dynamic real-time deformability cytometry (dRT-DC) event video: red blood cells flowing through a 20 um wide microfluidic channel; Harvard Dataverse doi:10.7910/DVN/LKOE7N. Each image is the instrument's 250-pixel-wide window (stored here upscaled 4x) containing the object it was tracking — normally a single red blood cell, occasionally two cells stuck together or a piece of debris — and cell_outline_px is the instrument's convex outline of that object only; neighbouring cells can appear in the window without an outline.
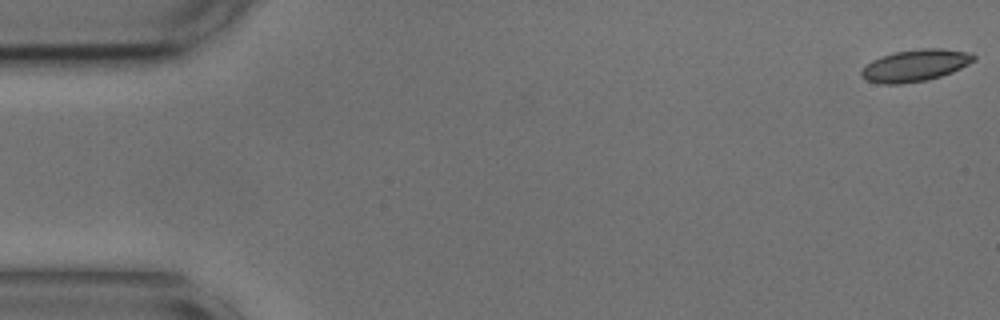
{"species": "common noctule bat (a hibernating species)", "species_latin": "Nyctalus noctula", "temperature_condition": "cold", "stored_images_in_passage": 55, "camera_frame_rate_fps": 3000, "um_per_image_px": 0.085, "animal": {"sex": "male", "body_mass_g": 17.9, "forearm_length_mm": 54.2}, "frame": {"image": 1, "passage_image": 1, "time_ms": 0.0, "image_size_px": [1000, 320], "cell_outline_px": [[976, 60], [952, 72], [928, 80], [900, 84], [880, 84], [868, 80], [860, 72], [872, 60], [880, 56], [896, 52], [924, 48], [940, 48], [968, 52], [976, 56]], "centroid_in_image_um": [77.82, 5.56], "position_along_channel_um": 7.2, "area_um2": 20.63}}
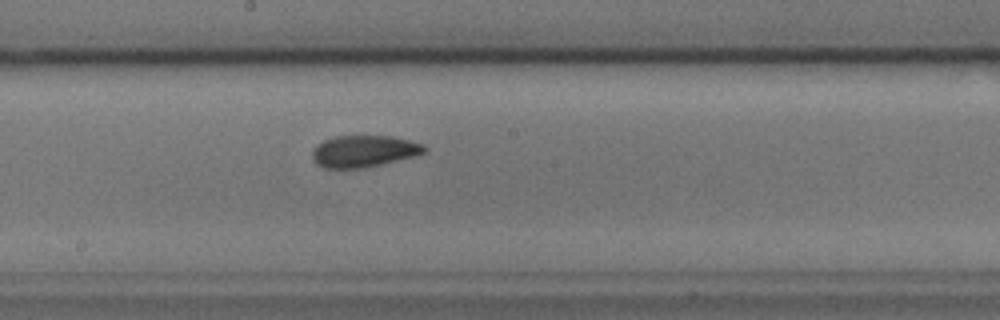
{"frame": {"image": 2, "passage_image": 29, "time_ms": 9.333, "image_size_px": [1000, 320], "cell_outline_px": [[428, 148], [424, 152], [412, 156], [380, 164], [360, 168], [324, 168], [316, 164], [312, 160], [312, 148], [316, 144], [324, 140], [336, 136], [392, 136], [424, 144]], "centroid_in_image_um": [30.87, 12.84], "position_along_channel_um": 217.3, "area_um2": 20.63}}
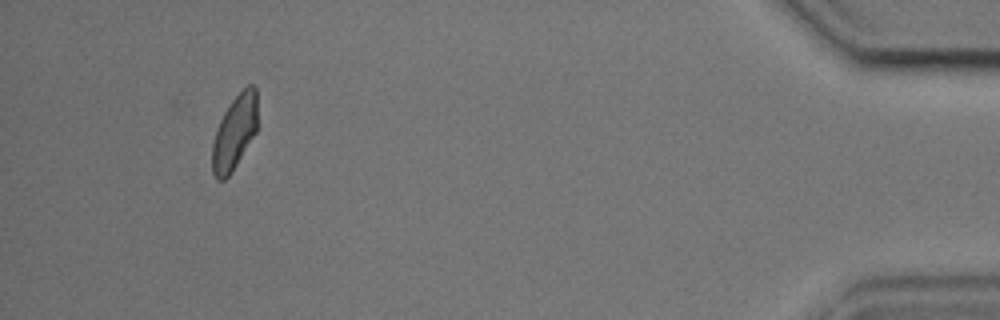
{"frame": {"image": 3, "passage_image": 51, "time_ms": 16.667, "image_size_px": [1000, 320], "cell_outline_px": [[256, 132], [232, 172], [224, 180], [216, 180], [212, 172], [212, 144], [216, 128], [224, 112], [232, 100], [248, 84], [256, 84]], "centroid_in_image_um": [19.92, 11.27], "position_along_channel_um": 415.3, "area_um2": 19.54}, "authors_computed_cell_mechanics": {"area_um2": 20.6346, "velocity_mm_per_s": 3.6403, "shape_relaxation_time_tau1_ms": 7.4065, "shape_relaxation_time_tau2_ms": 2.4009, "deformation_change_tau1": 0.1594, "deformation_change_tau2": 0.0576}}